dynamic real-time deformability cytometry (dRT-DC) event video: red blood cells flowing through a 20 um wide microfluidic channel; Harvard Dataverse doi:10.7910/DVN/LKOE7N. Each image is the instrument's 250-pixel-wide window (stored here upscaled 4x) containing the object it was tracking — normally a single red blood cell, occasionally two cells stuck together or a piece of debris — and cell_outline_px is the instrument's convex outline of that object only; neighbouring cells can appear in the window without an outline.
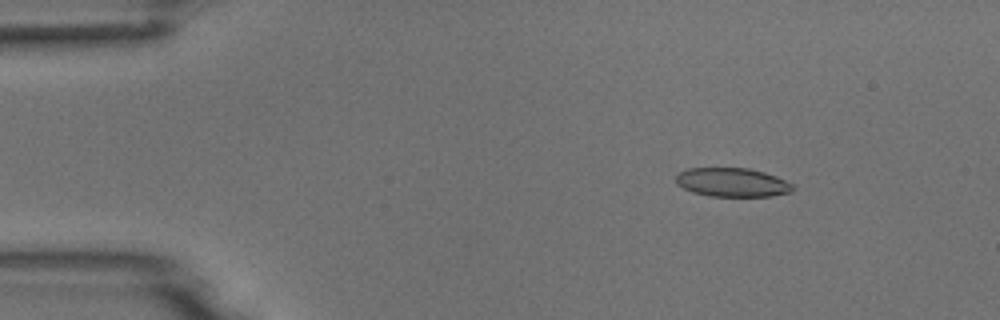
{"species": "common noctule bat (a hibernating species)", "species_latin": "Nyctalus noctula", "temperature_condition": "room temperature", "stored_images_in_passage": 54, "camera_frame_rate_fps": 3000, "um_per_image_px": 0.085, "animal": {"sex": "male", "body_mass_g": 18.8}, "frame": {"image": 1, "passage_image": 8, "time_ms": 2.333, "image_size_px": [1000, 320], "cell_outline_px": [[796, 188], [792, 192], [772, 196], [708, 196], [692, 192], [676, 184], [676, 176], [680, 172], [688, 168], [748, 168], [764, 172], [776, 176], [792, 184]], "centroid_in_image_um": [62.25, 15.5], "position_along_channel_um": 22.7, "area_um2": 19.71}}
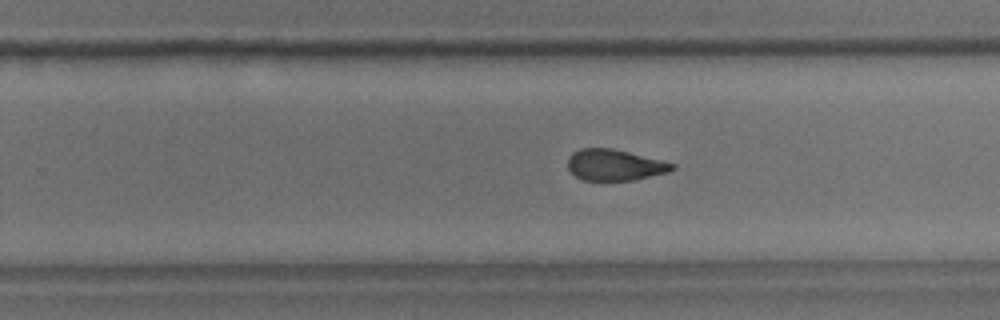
{"frame": {"image": 2, "passage_image": 34, "time_ms": 11.0, "image_size_px": [1000, 320], "cell_outline_px": [[676, 168], [668, 172], [636, 180], [580, 180], [568, 168], [568, 156], [572, 152], [580, 148], [612, 148], [676, 164]], "centroid_in_image_um": [52.23, 14.02], "position_along_channel_um": 277.6, "area_um2": 18.96}}
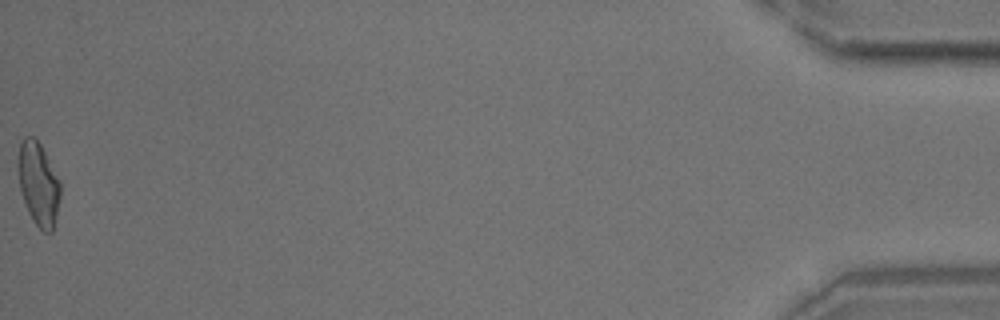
{"frame": {"image": 3, "passage_image": 54, "time_ms": 17.667, "image_size_px": [1000, 320], "cell_outline_px": [[60, 196], [56, 216], [52, 232], [44, 232], [32, 220], [28, 212], [20, 192], [16, 168], [16, 160], [20, 144], [24, 136], [36, 136], [60, 180]], "centroid_in_image_um": [3.23, 15.58], "position_along_channel_um": 432.0, "area_um2": 20.92}}